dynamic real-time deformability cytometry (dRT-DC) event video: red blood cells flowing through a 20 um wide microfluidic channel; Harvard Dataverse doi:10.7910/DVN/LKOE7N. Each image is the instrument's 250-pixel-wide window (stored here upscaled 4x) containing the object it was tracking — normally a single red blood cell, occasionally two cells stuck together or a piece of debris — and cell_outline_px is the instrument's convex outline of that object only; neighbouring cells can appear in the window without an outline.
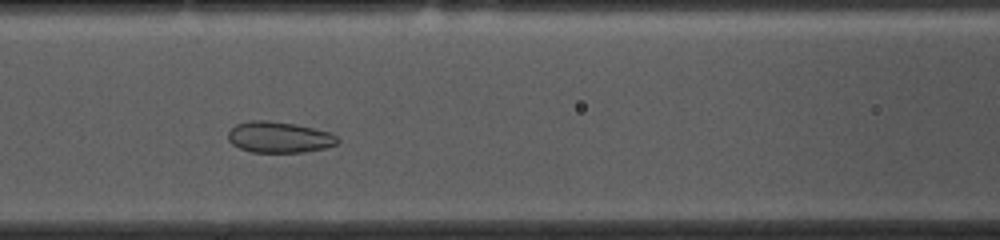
{"species": "common noctule bat (a hibernating species)", "species_latin": "Nyctalus noctula", "temperature_condition": "cold", "stored_images_in_passage": 39, "camera_frame_rate_fps": 3000, "um_per_image_px": 0.085, "animal": {"sex": "female", "body_mass_g": 10.0, "forearm_length_mm": 53.1}, "frame": {"image": 1, "passage_image": 16, "time_ms": 5.0, "image_size_px": [1000, 240], "cell_outline_px": [[340, 140], [336, 144], [324, 148], [304, 152], [252, 152], [240, 148], [232, 144], [228, 140], [228, 132], [236, 124], [252, 120], [268, 120], [296, 124], [328, 132], [336, 136]], "centroid_in_image_um": [23.7, 11.66], "position_along_channel_um": 142.9, "area_um2": 19.71}}
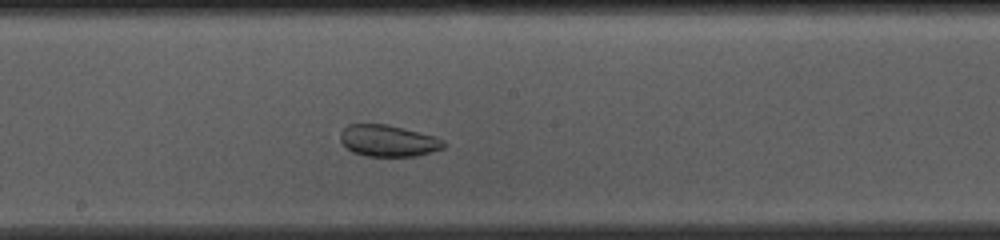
{"frame": {"image": 2, "passage_image": 22, "time_ms": 7.0, "image_size_px": [1000, 240], "cell_outline_px": [[448, 144], [444, 148], [416, 156], [364, 156], [352, 152], [340, 140], [340, 132], [348, 124], [388, 124], [436, 136], [444, 140]], "centroid_in_image_um": [33.02, 11.96], "position_along_channel_um": 215.2, "area_um2": 19.19}}
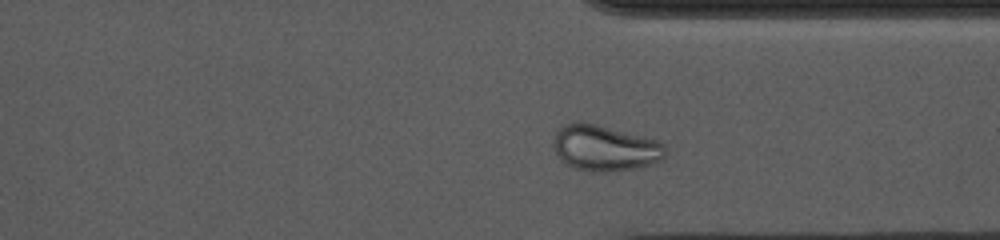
{"frame": {"image": 3, "passage_image": 34, "time_ms": 11.0, "image_size_px": [1000, 240], "cell_outline_px": [[664, 156], [660, 160], [652, 164], [640, 168], [608, 172], [592, 172], [576, 168], [560, 160], [556, 156], [552, 148], [552, 144], [556, 128], [564, 124], [576, 120], [596, 124], [656, 140], [664, 144]], "centroid_in_image_um": [51.33, 12.58], "position_along_channel_um": 360.1, "area_um2": 30.23}}